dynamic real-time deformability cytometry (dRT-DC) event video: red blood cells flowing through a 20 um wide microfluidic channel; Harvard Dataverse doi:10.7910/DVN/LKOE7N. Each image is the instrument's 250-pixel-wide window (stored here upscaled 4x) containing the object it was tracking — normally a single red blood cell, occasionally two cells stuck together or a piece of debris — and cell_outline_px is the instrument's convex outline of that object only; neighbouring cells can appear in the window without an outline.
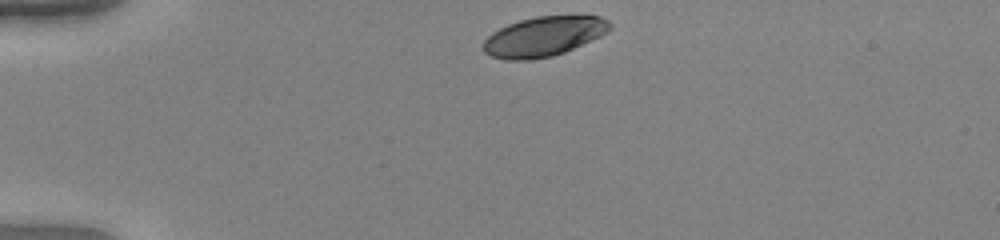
{"species": "human", "species_latin": "Homo sapiens", "temperature_condition": "warm", "stored_images_in_passage": 35, "camera_frame_rate_fps": 3000, "um_per_image_px": 0.085, "donor": {"sex": "female"}, "frame": {"image": 1, "passage_image": 1, "time_ms": 0.0, "image_size_px": [1000, 240], "cell_outline_px": [[612, 28], [608, 32], [600, 36], [564, 52], [552, 56], [528, 60], [508, 60], [492, 56], [484, 52], [484, 40], [492, 32], [508, 24], [520, 20], [536, 16], [600, 16], [608, 20], [612, 24]], "centroid_in_image_um": [46.23, 3.09], "position_along_channel_um": 38.8, "area_um2": 29.13}}
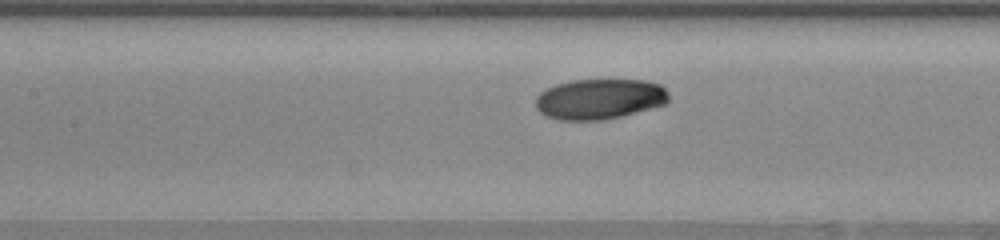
{"frame": {"image": 2, "passage_image": 14, "time_ms": 4.333, "image_size_px": [1000, 240], "cell_outline_px": [[668, 100], [664, 104], [620, 116], [604, 120], [556, 120], [540, 112], [536, 108], [536, 96], [540, 92], [556, 84], [572, 80], [644, 80], [660, 84], [668, 92]], "centroid_in_image_um": [50.93, 8.41], "position_along_channel_um": 156.5, "area_um2": 31.21}}
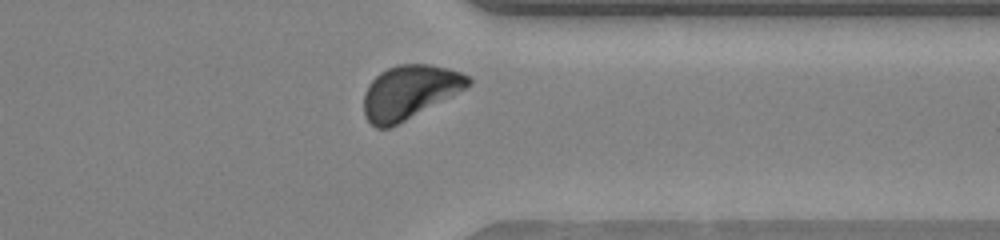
{"frame": {"image": 3, "passage_image": 31, "time_ms": 10.0, "image_size_px": [1000, 240], "cell_outline_px": [[472, 84], [404, 120], [388, 128], [376, 128], [364, 116], [364, 92], [368, 84], [380, 72], [396, 64], [428, 64], [448, 68], [460, 72], [468, 76], [472, 80]], "centroid_in_image_um": [34.76, 7.79], "position_along_channel_um": 376.6, "area_um2": 32.02}, "authors_computed_cell_mechanics": {"area_um2": 32.0212, "velocity_mm_per_s": 3.9009, "shape_relaxation_time_tau1_ms": 2.6594, "shape_relaxation_time_tau2_ms": null, "deformation_change_tau1": 0.1212, "deformation_change_tau2": null}}